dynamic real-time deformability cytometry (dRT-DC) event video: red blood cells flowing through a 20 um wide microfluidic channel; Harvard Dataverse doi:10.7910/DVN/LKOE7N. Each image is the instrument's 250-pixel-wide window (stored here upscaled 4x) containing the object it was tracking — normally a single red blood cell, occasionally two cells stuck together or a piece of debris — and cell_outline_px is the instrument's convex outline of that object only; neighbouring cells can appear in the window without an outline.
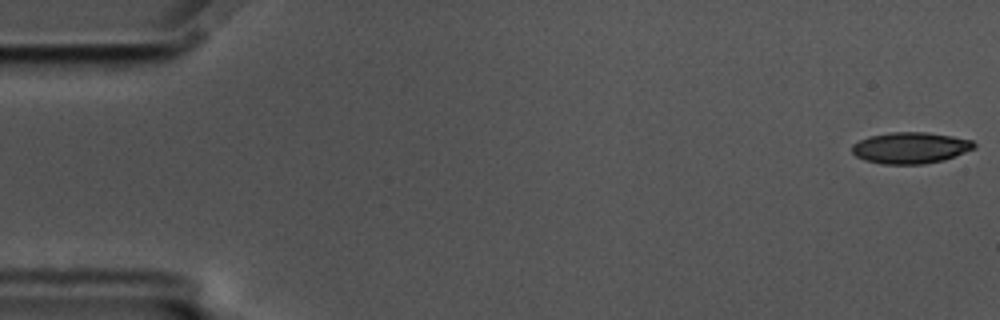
{"species": "common noctule bat (a hibernating species)", "species_latin": "Nyctalus noctula", "temperature_condition": "cold", "stored_images_in_passage": 58, "camera_frame_rate_fps": 3000, "um_per_image_px": 0.085, "animal": {"sex": "male", "body_mass_g": 17.5, "forearm_length_mm": 52.3}, "frame": {"image": 1, "passage_image": 1, "time_ms": 0.0, "image_size_px": [1000, 320], "cell_outline_px": [[976, 148], [956, 156], [944, 160], [924, 164], [884, 164], [864, 160], [856, 156], [852, 152], [852, 144], [868, 136], [892, 132], [928, 132], [952, 136], [972, 140], [976, 144]], "centroid_in_image_um": [77.41, 12.56], "position_along_channel_um": 7.6, "area_um2": 22.43}}
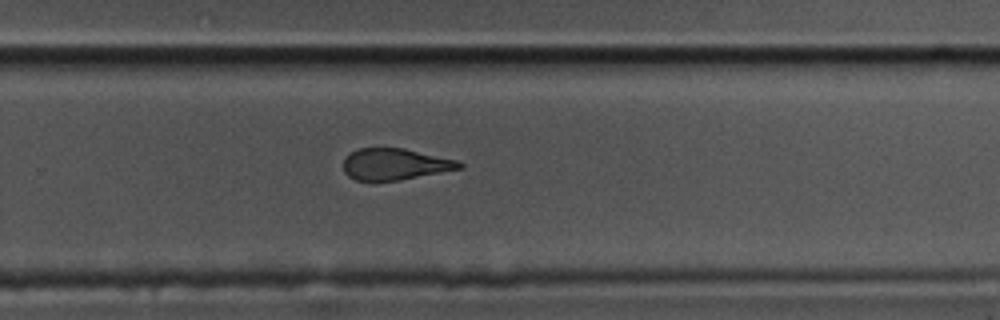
{"frame": {"image": 2, "passage_image": 38, "time_ms": 12.333, "image_size_px": [1000, 320], "cell_outline_px": [[464, 168], [400, 180], [356, 180], [348, 176], [344, 172], [344, 156], [348, 152], [356, 148], [404, 148], [456, 160], [464, 164]], "centroid_in_image_um": [33.55, 13.94], "position_along_channel_um": 296.3, "area_um2": 21.33}}
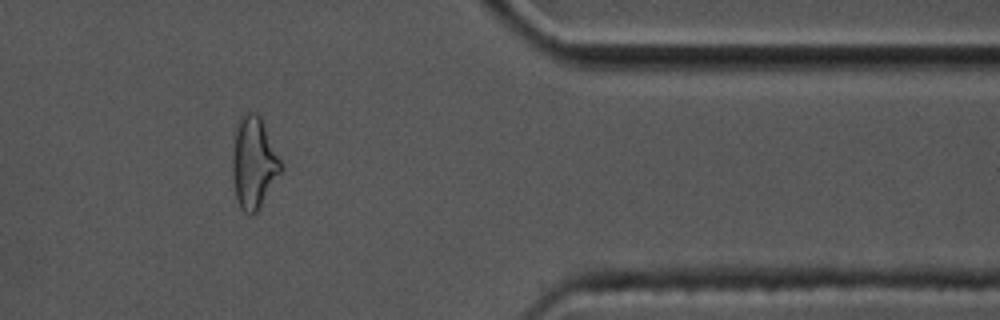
{"frame": {"image": 3, "passage_image": 48, "time_ms": 15.667, "image_size_px": [1000, 320], "cell_outline_px": [[284, 168], [256, 212], [248, 216], [240, 208], [236, 196], [232, 176], [232, 156], [236, 128], [240, 116], [244, 112], [256, 112], [260, 116]], "centroid_in_image_um": [21.55, 13.83], "position_along_channel_um": 389.8, "area_um2": 25.72}, "authors_computed_cell_mechanics": {"area_um2": 23.4957, "velocity_mm_per_s": 3.455, "shape_relaxation_time_tau1_ms": 5.7152, "shape_relaxation_time_tau2_ms": 2.0982, "deformation_change_tau1": 0.1611, "deformation_change_tau2": 0.1027}}